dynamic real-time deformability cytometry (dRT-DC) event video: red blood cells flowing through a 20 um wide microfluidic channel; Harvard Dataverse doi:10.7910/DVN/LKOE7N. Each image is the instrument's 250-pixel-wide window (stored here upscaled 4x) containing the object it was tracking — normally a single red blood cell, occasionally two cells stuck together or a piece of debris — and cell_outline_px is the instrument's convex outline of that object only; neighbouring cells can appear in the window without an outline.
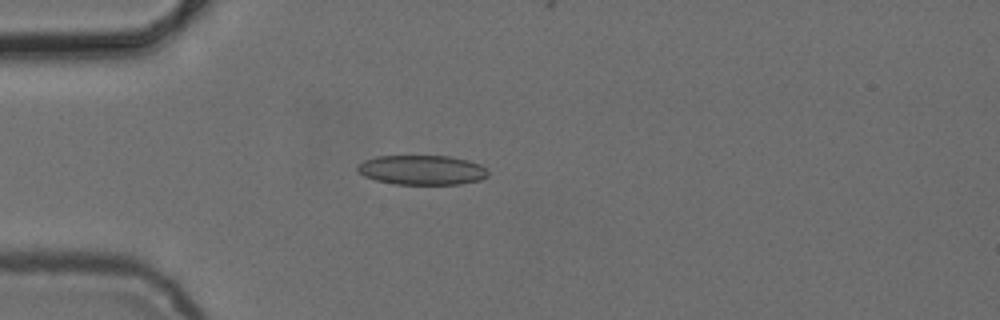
{"species": "common noctule bat (a hibernating species)", "species_latin": "Nyctalus noctula", "temperature_condition": "cold", "stored_images_in_passage": 6, "camera_frame_rate_fps": 3000, "um_per_image_px": 0.085, "animal": {"sex": "female", "body_mass_g": 24.6, "forearm_length_mm": 56.2}, "frame": {"image": 1, "passage_image": 4, "time_ms": 4.333, "image_size_px": [1000, 320], "cell_outline_px": [[488, 176], [480, 180], [460, 184], [396, 184], [376, 180], [364, 176], [356, 168], [364, 160], [376, 156], [448, 156], [468, 160], [480, 164], [488, 172]], "centroid_in_image_um": [35.88, 14.45], "position_along_channel_um": 49.1, "area_um2": 22.43}}